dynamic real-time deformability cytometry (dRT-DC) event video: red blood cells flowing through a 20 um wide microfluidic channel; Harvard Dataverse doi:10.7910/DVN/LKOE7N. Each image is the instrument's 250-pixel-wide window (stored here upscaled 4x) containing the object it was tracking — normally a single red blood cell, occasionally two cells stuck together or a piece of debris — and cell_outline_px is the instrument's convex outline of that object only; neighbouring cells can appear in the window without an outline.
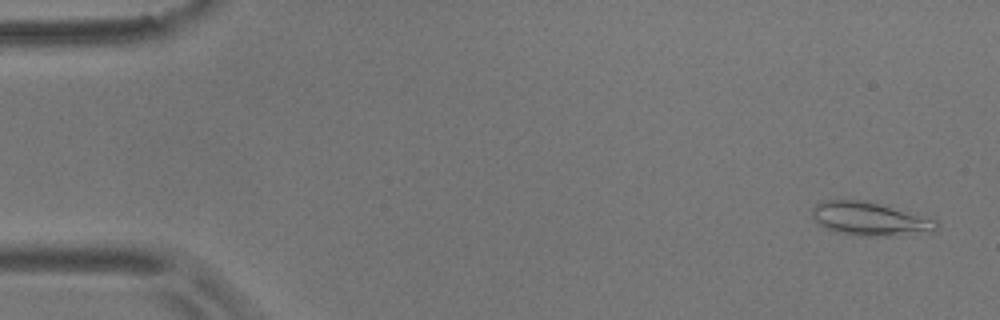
{"species": "common noctule bat (a hibernating species)", "species_latin": "Nyctalus noctula", "temperature_condition": "room temperature", "stored_images_in_passage": 56, "camera_frame_rate_fps": 3000, "um_per_image_px": 0.085, "animal": {"sex": "male", "body_mass_g": 17.9}, "frame": {"image": 1, "passage_image": 2, "time_ms": 0.333, "image_size_px": [1000, 320], "cell_outline_px": [[936, 232], [888, 236], [856, 236], [836, 232], [816, 224], [812, 216], [812, 208], [816, 204], [824, 200], [868, 200], [888, 204], [936, 220]], "centroid_in_image_um": [73.94, 18.59], "position_along_channel_um": 11.1, "area_um2": 24.91}}
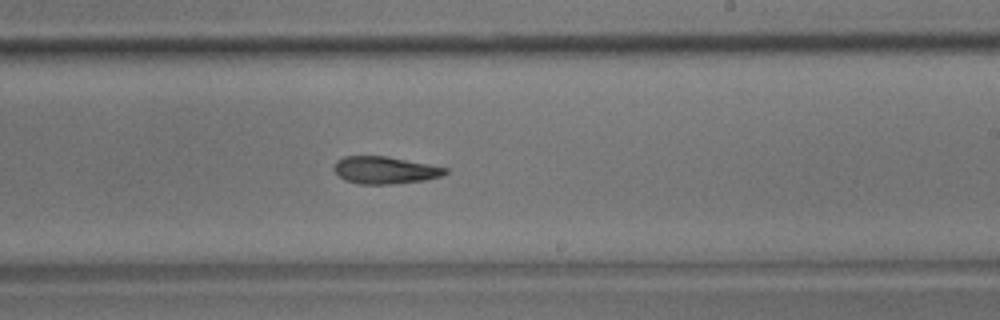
{"frame": {"image": 2, "passage_image": 33, "time_ms": 10.667, "image_size_px": [1000, 320], "cell_outline_px": [[448, 172], [440, 176], [424, 180], [392, 184], [360, 184], [344, 180], [332, 168], [336, 160], [344, 156], [388, 156], [448, 168]], "centroid_in_image_um": [32.69, 14.45], "position_along_channel_um": 256.3, "area_um2": 17.69}}
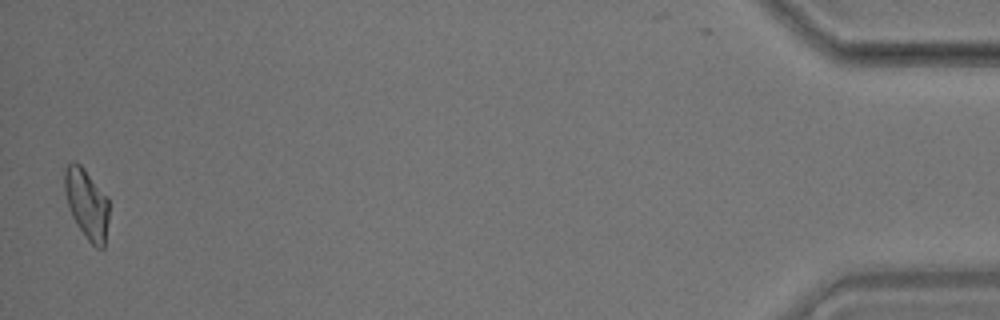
{"frame": {"image": 3, "passage_image": 55, "time_ms": 18.0, "image_size_px": [1000, 320], "cell_outline_px": [[108, 220], [104, 248], [96, 248], [88, 240], [76, 224], [68, 208], [64, 192], [64, 168], [72, 160], [76, 160], [84, 168], [108, 196]], "centroid_in_image_um": [7.35, 17.29], "position_along_channel_um": 427.8, "area_um2": 18.44}, "authors_computed_cell_mechanics": {"area_um2": 18.5827, "velocity_mm_per_s": 3.5622, "shape_relaxation_time_tau1_ms": null, "shape_relaxation_time_tau2_ms": 7.9477, "deformation_change_tau1": null, "deformation_change_tau2": 0.1701}}